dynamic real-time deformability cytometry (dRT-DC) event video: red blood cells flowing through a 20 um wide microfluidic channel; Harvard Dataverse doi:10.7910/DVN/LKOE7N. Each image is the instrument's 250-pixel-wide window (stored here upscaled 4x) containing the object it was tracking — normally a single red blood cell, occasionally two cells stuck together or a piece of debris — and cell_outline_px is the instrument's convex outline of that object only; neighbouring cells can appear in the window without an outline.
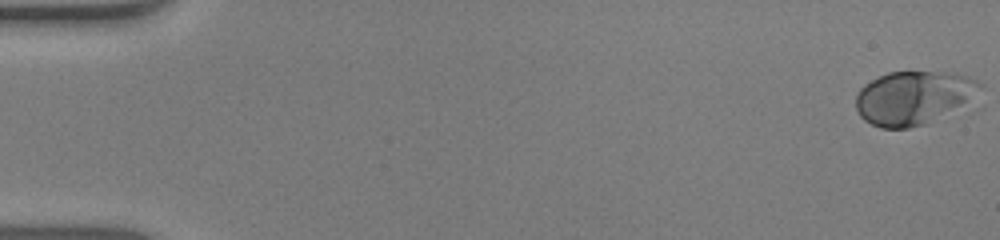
{"species": "human", "species_latin": "Homo sapiens", "temperature_condition": "warm", "stored_images_in_passage": 54, "camera_frame_rate_fps": 3000, "um_per_image_px": 0.085, "donor": {"sex": "male"}, "frame": {"image": 1, "passage_image": 1, "time_ms": 0.0, "image_size_px": [1000, 240], "cell_outline_px": [[984, 88], [928, 124], [908, 128], [880, 128], [864, 120], [860, 116], [856, 108], [856, 96], [860, 88], [864, 84], [888, 72], [940, 72], [968, 76], [984, 84]], "centroid_in_image_um": [77.58, 8.3], "position_along_channel_um": 7.4, "area_um2": 38.03}}
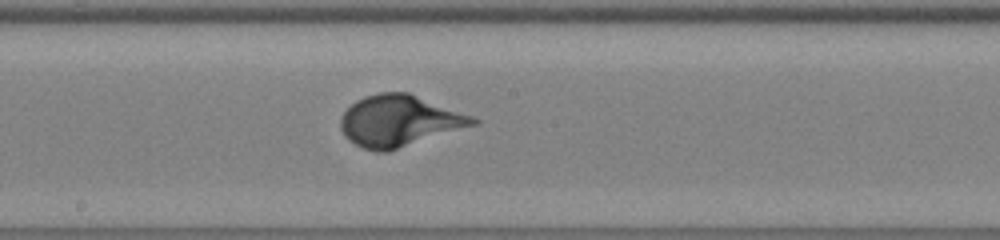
{"frame": {"image": 2, "passage_image": 30, "time_ms": 9.667, "image_size_px": [1000, 240], "cell_outline_px": [[480, 124], [388, 152], [376, 152], [364, 148], [348, 140], [344, 136], [340, 128], [340, 116], [356, 100], [364, 96], [380, 92], [408, 92], [472, 116], [480, 120]], "centroid_in_image_um": [33.95, 10.29], "position_along_channel_um": 214.3, "area_um2": 39.82}}
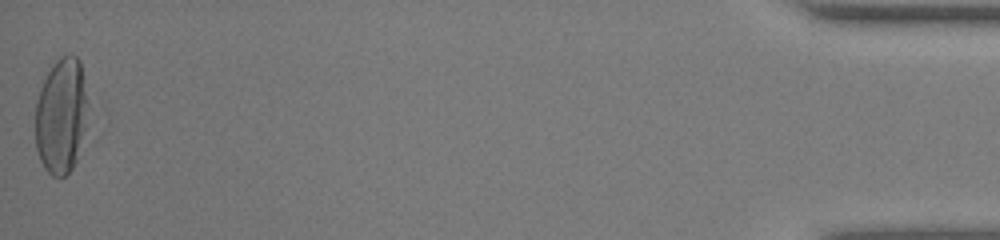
{"frame": {"image": 3, "passage_image": 54, "time_ms": 17.667, "image_size_px": [1000, 240], "cell_outline_px": [[88, 104], [84, 128], [76, 160], [72, 168], [64, 176], [52, 176], [44, 168], [40, 160], [36, 148], [36, 100], [40, 88], [48, 72], [56, 60], [60, 56], [76, 56], [80, 60], [88, 100]], "centroid_in_image_um": [5.2, 9.83], "position_along_channel_um": 430.0, "area_um2": 35.14}}